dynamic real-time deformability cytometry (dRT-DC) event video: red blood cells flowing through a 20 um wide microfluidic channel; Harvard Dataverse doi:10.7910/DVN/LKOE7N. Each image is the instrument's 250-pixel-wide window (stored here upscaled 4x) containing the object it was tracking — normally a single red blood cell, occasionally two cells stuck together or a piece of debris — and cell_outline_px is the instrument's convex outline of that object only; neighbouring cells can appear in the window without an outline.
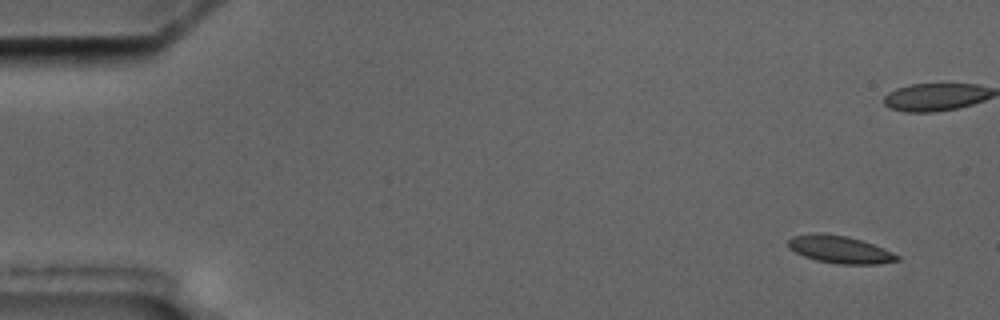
{"species": "common noctule bat (a hibernating species)", "species_latin": "Nyctalus noctula", "temperature_condition": "cold", "stored_images_in_passage": 5, "camera_frame_rate_fps": 3000, "um_per_image_px": 0.085, "animal": {"sex": "male", "body_mass_g": 17.5, "forearm_length_mm": 52.3}, "frame": {"image": 1, "passage_image": 1, "time_ms": 0.0, "image_size_px": [1000, 320], "cell_outline_px": [[900, 260], [880, 264], [840, 264], [816, 260], [804, 256], [788, 248], [788, 240], [792, 236], [816, 232], [848, 236], [884, 248], [900, 256]], "centroid_in_image_um": [71.39, 21.2], "position_along_channel_um": 13.6, "area_um2": 17.46}}
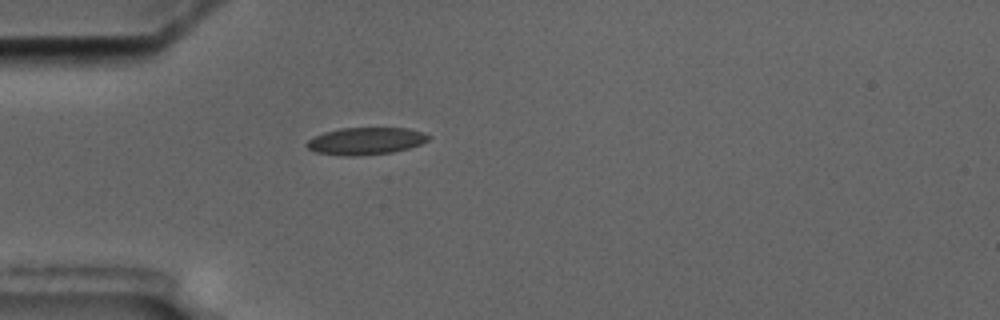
{"frame": {"image": 2, "passage_image": 5, "time_ms": 5.667, "image_size_px": [1000, 320], "cell_outline_px": [[432, 136], [428, 140], [420, 144], [408, 148], [392, 152], [352, 156], [340, 156], [316, 152], [308, 148], [304, 144], [308, 140], [324, 132], [340, 128], [408, 128], [424, 132]], "centroid_in_image_um": [31.09, 11.98], "position_along_channel_um": 53.9, "area_um2": 19.31}}